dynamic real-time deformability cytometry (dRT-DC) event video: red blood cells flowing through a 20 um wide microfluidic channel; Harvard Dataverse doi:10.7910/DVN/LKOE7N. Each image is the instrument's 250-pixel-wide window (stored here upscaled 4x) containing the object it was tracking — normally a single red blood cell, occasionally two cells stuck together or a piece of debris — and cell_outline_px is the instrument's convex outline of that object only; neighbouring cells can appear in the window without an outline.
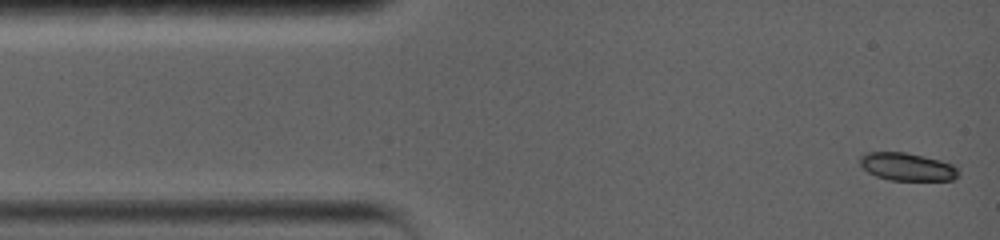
{"species": "common noctule bat (a hibernating species)", "species_latin": "Nyctalus noctula", "temperature_condition": "warm", "stored_images_in_passage": 42, "camera_frame_rate_fps": 5000, "um_per_image_px": 0.085, "animal": {"sex": "female", "body_mass_g": 19.0, "forearm_length_mm": 56.7}, "frame": {"image": 1, "passage_image": 1, "time_ms": 0.0, "image_size_px": [1000, 240], "cell_outline_px": [[960, 172], [952, 180], [888, 180], [876, 176], [868, 172], [860, 164], [860, 156], [864, 152], [904, 152], [924, 156], [940, 160], [952, 164]], "centroid_in_image_um": [77.08, 14.17], "position_along_channel_um": 7.9, "area_um2": 15.95}}
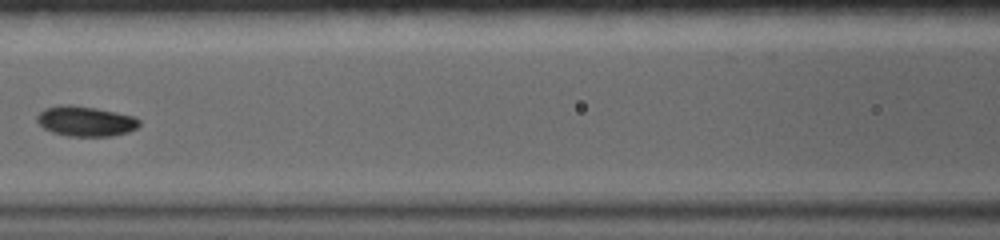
{"frame": {"image": 2, "passage_image": 19, "time_ms": 3.6, "image_size_px": [1000, 240], "cell_outline_px": [[140, 124], [136, 128], [128, 132], [112, 136], [68, 136], [52, 132], [44, 128], [36, 120], [36, 116], [44, 108], [60, 104], [72, 104], [96, 108], [136, 116], [140, 120]], "centroid_in_image_um": [7.27, 10.29], "position_along_channel_um": 159.3, "area_um2": 18.15}}
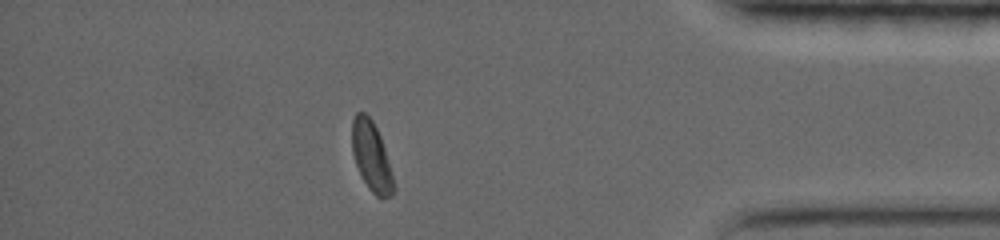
{"frame": {"image": 3, "passage_image": 36, "time_ms": 7.0, "image_size_px": [1000, 240], "cell_outline_px": [[396, 188], [392, 196], [380, 200], [368, 188], [356, 164], [352, 152], [352, 120], [356, 112], [364, 112], [372, 120], [380, 136], [384, 148]], "centroid_in_image_um": [31.58, 13.33], "position_along_channel_um": 403.6, "area_um2": 16.76}}